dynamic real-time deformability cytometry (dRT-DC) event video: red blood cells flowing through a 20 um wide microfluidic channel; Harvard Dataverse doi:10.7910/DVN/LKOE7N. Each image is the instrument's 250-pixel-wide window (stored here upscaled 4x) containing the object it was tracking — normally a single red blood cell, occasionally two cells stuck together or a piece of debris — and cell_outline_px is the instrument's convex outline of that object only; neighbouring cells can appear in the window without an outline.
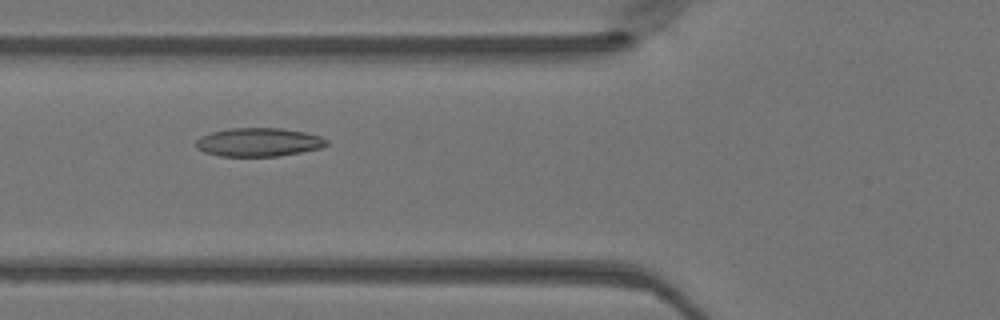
{"species": "Egyptian fruit bat (a non-hibernating species)", "species_latin": "Rousettus aegyptiacus", "temperature_condition": "warm", "stored_images_in_passage": 49, "camera_frame_rate_fps": 3000, "um_per_image_px": 0.085, "animal": {"sex": "female"}, "frame": {"image": 1, "passage_image": 19, "time_ms": 6.0, "image_size_px": [1000, 320], "cell_outline_px": [[328, 144], [320, 148], [300, 152], [276, 156], [220, 156], [204, 152], [196, 148], [196, 140], [200, 136], [212, 132], [228, 128], [280, 128], [304, 132], [320, 136], [328, 140]], "centroid_in_image_um": [21.96, 12.08], "position_along_channel_um": 103.8, "area_um2": 21.68}}
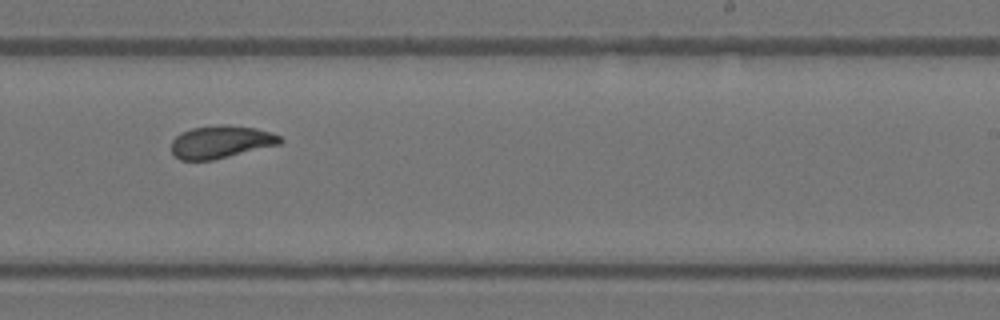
{"frame": {"image": 2, "passage_image": 31, "time_ms": 10.0, "image_size_px": [1000, 320], "cell_outline_px": [[284, 140], [280, 144], [212, 160], [180, 160], [172, 152], [172, 140], [180, 132], [192, 128], [216, 124], [228, 124], [256, 128], [272, 132], [280, 136]], "centroid_in_image_um": [18.78, 12.04], "position_along_channel_um": 270.2, "area_um2": 20.81}}
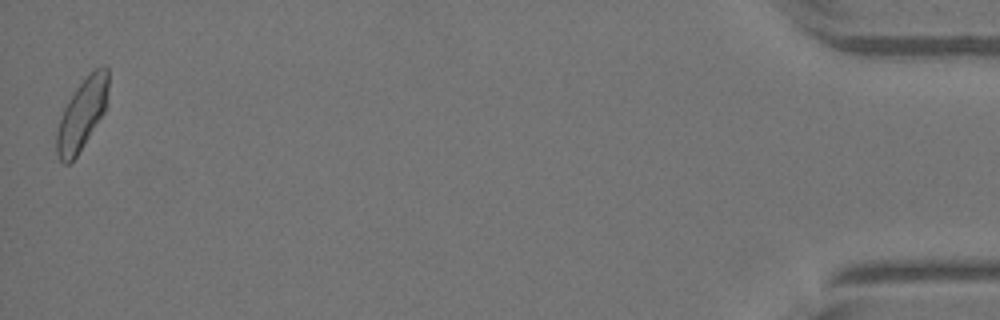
{"frame": {"image": 3, "passage_image": 49, "time_ms": 16.0, "image_size_px": [1000, 320], "cell_outline_px": [[108, 88], [104, 112], [84, 144], [76, 156], [68, 164], [64, 164], [60, 160], [56, 152], [56, 132], [64, 108], [68, 100], [76, 88], [88, 72], [104, 64], [108, 68]], "centroid_in_image_um": [6.96, 9.67], "position_along_channel_um": 428.2, "area_um2": 21.15}}